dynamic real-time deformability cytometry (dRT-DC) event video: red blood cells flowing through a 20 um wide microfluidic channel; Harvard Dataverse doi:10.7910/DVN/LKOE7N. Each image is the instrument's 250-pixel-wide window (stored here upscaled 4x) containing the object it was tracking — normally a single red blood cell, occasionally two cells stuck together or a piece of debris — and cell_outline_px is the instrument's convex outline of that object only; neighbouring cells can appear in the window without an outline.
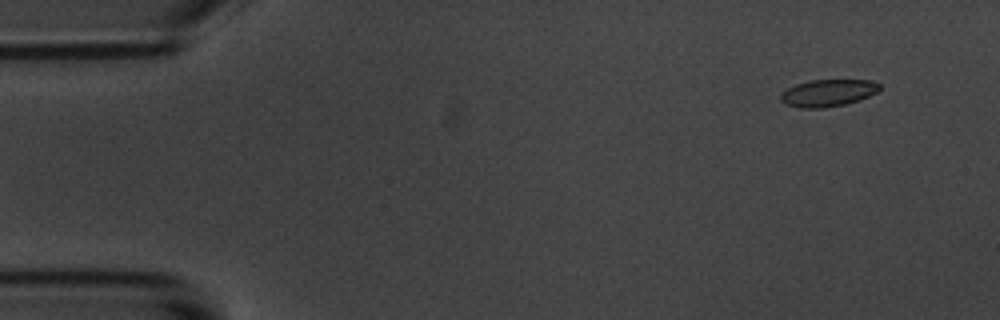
{"species": "common noctule bat (a hibernating species)", "species_latin": "Nyctalus noctula", "temperature_condition": "room temperature", "stored_images_in_passage": 6, "camera_frame_rate_fps": 3000, "um_per_image_px": 0.085, "animal": {"sex": "male", "body_mass_g": 20.1, "forearm_length_mm": 53.5}, "frame": {"image": 1, "passage_image": 2, "time_ms": 1.333, "image_size_px": [1000, 320], "cell_outline_px": [[880, 88], [876, 92], [860, 100], [844, 104], [824, 108], [800, 108], [788, 104], [780, 100], [780, 92], [796, 84], [808, 80], [868, 80], [880, 84]], "centroid_in_image_um": [70.35, 7.9], "position_along_channel_um": 14.7, "area_um2": 15.55}}
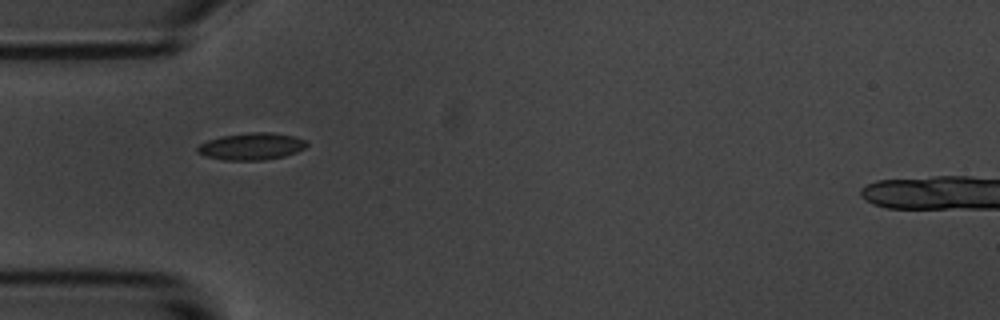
{"frame": {"image": 2, "passage_image": 5, "time_ms": 5.667, "image_size_px": [1000, 320], "cell_outline_px": [[308, 144], [304, 148], [296, 152], [284, 156], [264, 160], [224, 160], [204, 156], [196, 152], [196, 148], [200, 144], [208, 140], [220, 136], [248, 132], [272, 132], [292, 136], [308, 140]], "centroid_in_image_um": [21.36, 12.44], "position_along_channel_um": 63.6, "area_um2": 17.34}}